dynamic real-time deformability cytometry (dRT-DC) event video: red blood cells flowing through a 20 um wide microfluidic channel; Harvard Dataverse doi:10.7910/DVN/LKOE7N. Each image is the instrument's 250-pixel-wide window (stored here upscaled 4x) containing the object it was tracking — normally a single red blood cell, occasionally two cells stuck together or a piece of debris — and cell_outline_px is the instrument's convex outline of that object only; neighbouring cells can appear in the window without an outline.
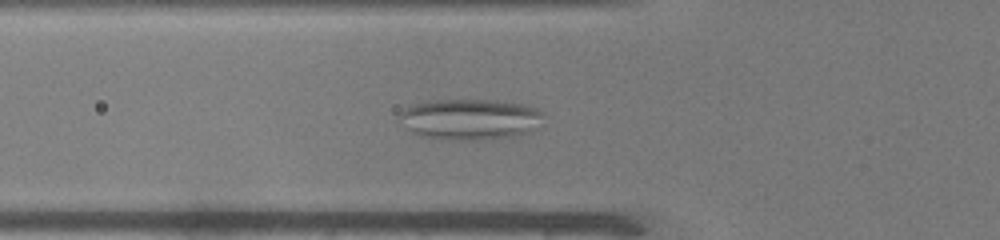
{"species": "common noctule bat (a hibernating species)", "species_latin": "Nyctalus noctula", "temperature_condition": "warm", "stored_images_in_passage": 51, "camera_frame_rate_fps": 3000, "um_per_image_px": 0.085, "animal": {"sex": "male", "body_mass_g": 19.0, "forearm_length_mm": 50.8}, "frame": {"image": 1, "passage_image": 18, "time_ms": 5.667, "image_size_px": [1000, 240], "cell_outline_px": [[544, 116], [528, 132], [512, 136], [488, 140], [448, 140], [420, 136], [404, 128], [396, 116], [404, 108], [416, 104], [436, 100], [496, 100], [524, 104], [536, 108], [544, 112]], "centroid_in_image_um": [39.89, 10.14], "position_along_channel_um": 85.9, "area_um2": 34.51}}
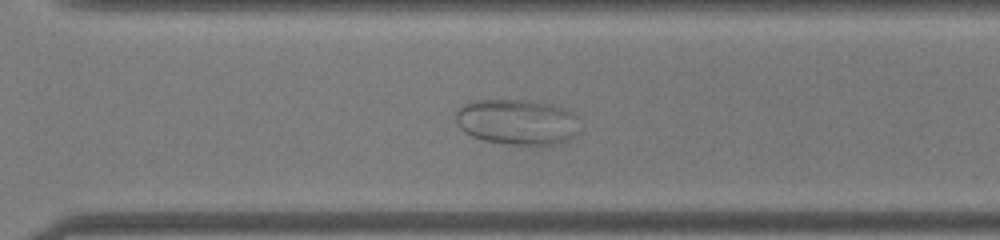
{"frame": {"image": 2, "passage_image": 36, "time_ms": 11.667, "image_size_px": [1000, 240], "cell_outline_px": [[576, 132], [572, 136], [564, 140], [552, 144], [508, 144], [484, 140], [472, 136], [464, 132], [456, 124], [456, 108], [468, 100], [524, 100], [552, 104], [568, 108], [576, 116]], "centroid_in_image_um": [43.87, 10.33], "position_along_channel_um": 326.7, "area_um2": 32.83}}
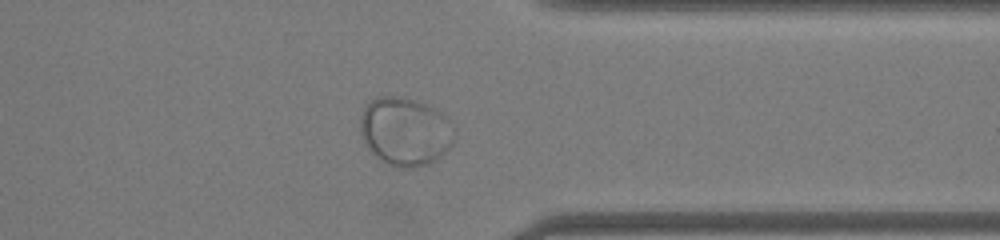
{"frame": {"image": 3, "passage_image": 40, "time_ms": 13.0, "image_size_px": [1000, 240], "cell_outline_px": [[456, 140], [436, 160], [428, 164], [412, 168], [396, 168], [380, 160], [368, 148], [360, 132], [360, 116], [364, 104], [376, 96], [400, 96], [416, 100], [428, 104], [436, 108], [448, 116], [452, 120], [456, 128]], "centroid_in_image_um": [34.48, 11.15], "position_along_channel_um": 376.9, "area_um2": 38.55}}